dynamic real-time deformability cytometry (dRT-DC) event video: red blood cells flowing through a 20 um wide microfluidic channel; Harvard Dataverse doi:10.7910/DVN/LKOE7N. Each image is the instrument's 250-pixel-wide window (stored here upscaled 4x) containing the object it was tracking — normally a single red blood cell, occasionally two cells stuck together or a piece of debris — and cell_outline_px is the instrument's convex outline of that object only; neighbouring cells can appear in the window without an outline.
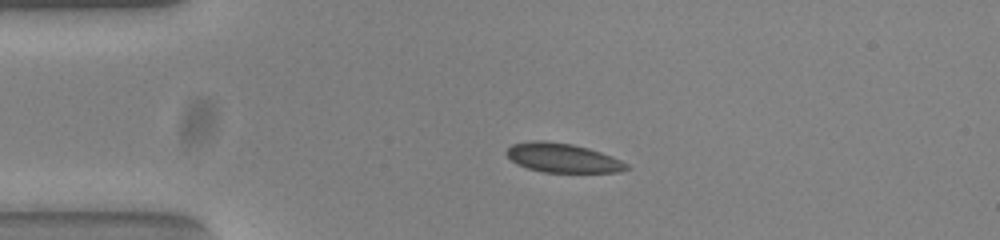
{"species": "common noctule bat (a hibernating species)", "species_latin": "Nyctalus noctula", "temperature_condition": "warm", "stored_images_in_passage": 42, "camera_frame_rate_fps": 3000, "um_per_image_px": 0.085, "animal": {"sex": "female", "body_mass_g": 23.0, "forearm_length_mm": 53.4}, "frame": {"image": 1, "passage_image": 1, "time_ms": 0.0, "image_size_px": [1000, 240], "cell_outline_px": [[628, 168], [620, 172], [544, 172], [528, 168], [516, 164], [504, 152], [512, 144], [532, 140], [544, 140], [572, 144], [588, 148], [612, 156], [628, 164]], "centroid_in_image_um": [47.8, 13.41], "position_along_channel_um": 37.2, "area_um2": 20.35}}
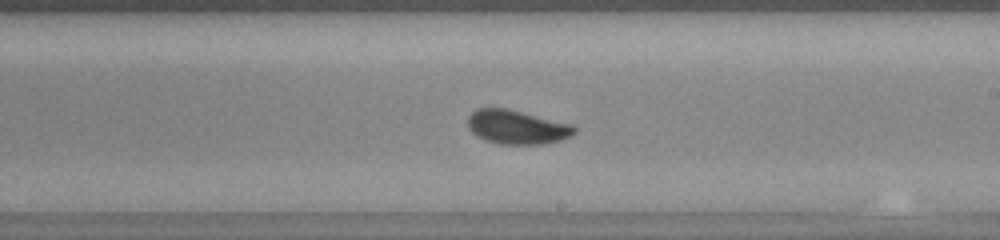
{"frame": {"image": 2, "passage_image": 20, "time_ms": 6.333, "image_size_px": [1000, 240], "cell_outline_px": [[576, 132], [572, 136], [560, 140], [544, 144], [500, 144], [484, 140], [476, 136], [468, 128], [468, 116], [476, 108], [504, 108], [572, 124], [576, 128]], "centroid_in_image_um": [43.92, 10.81], "position_along_channel_um": 245.1, "area_um2": 21.1}}
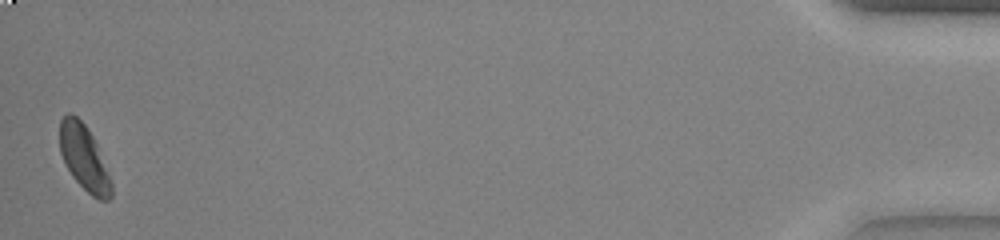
{"frame": {"image": 3, "passage_image": 42, "time_ms": 13.667, "image_size_px": [1000, 240], "cell_outline_px": [[112, 196], [108, 200], [100, 200], [92, 196], [72, 176], [60, 152], [60, 120], [68, 112], [72, 112], [84, 124], [92, 136], [96, 144], [112, 184]], "centroid_in_image_um": [7.13, 13.4], "position_along_channel_um": 428.1, "area_um2": 19.13}, "authors_computed_cell_mechanics": {"area_um2": 20.2589, "velocity_mm_per_s": 3.8162, "shape_relaxation_time_tau1_ms": 2.2275, "shape_relaxation_time_tau2_ms": null, "deformation_change_tau1": 0.0868, "deformation_change_tau2": null}}